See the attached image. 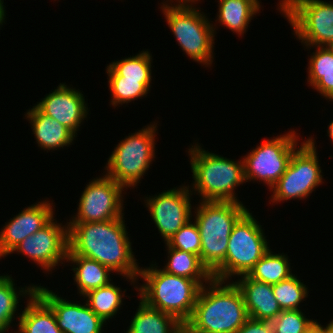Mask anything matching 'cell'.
<instances>
[{
  "label": "cell",
  "instance_id": "30",
  "mask_svg": "<svg viewBox=\"0 0 333 333\" xmlns=\"http://www.w3.org/2000/svg\"><path fill=\"white\" fill-rule=\"evenodd\" d=\"M295 274L272 285L273 293L281 310H299L300 303L308 298L306 285Z\"/></svg>",
  "mask_w": 333,
  "mask_h": 333
},
{
  "label": "cell",
  "instance_id": "7",
  "mask_svg": "<svg viewBox=\"0 0 333 333\" xmlns=\"http://www.w3.org/2000/svg\"><path fill=\"white\" fill-rule=\"evenodd\" d=\"M157 123L147 125L118 143L106 163V174L116 183L136 187L155 158Z\"/></svg>",
  "mask_w": 333,
  "mask_h": 333
},
{
  "label": "cell",
  "instance_id": "3",
  "mask_svg": "<svg viewBox=\"0 0 333 333\" xmlns=\"http://www.w3.org/2000/svg\"><path fill=\"white\" fill-rule=\"evenodd\" d=\"M188 154L194 180L191 192L195 191L200 201L242 203L235 189L246 183L243 159L230 160L202 149L197 143L188 149Z\"/></svg>",
  "mask_w": 333,
  "mask_h": 333
},
{
  "label": "cell",
  "instance_id": "19",
  "mask_svg": "<svg viewBox=\"0 0 333 333\" xmlns=\"http://www.w3.org/2000/svg\"><path fill=\"white\" fill-rule=\"evenodd\" d=\"M25 117L30 121L38 147L44 151L68 147L76 137L67 127L43 114L35 105L26 112Z\"/></svg>",
  "mask_w": 333,
  "mask_h": 333
},
{
  "label": "cell",
  "instance_id": "9",
  "mask_svg": "<svg viewBox=\"0 0 333 333\" xmlns=\"http://www.w3.org/2000/svg\"><path fill=\"white\" fill-rule=\"evenodd\" d=\"M279 10L306 48L333 47V1L281 0Z\"/></svg>",
  "mask_w": 333,
  "mask_h": 333
},
{
  "label": "cell",
  "instance_id": "39",
  "mask_svg": "<svg viewBox=\"0 0 333 333\" xmlns=\"http://www.w3.org/2000/svg\"><path fill=\"white\" fill-rule=\"evenodd\" d=\"M328 136L331 138L332 142H333V120L332 122L328 125Z\"/></svg>",
  "mask_w": 333,
  "mask_h": 333
},
{
  "label": "cell",
  "instance_id": "25",
  "mask_svg": "<svg viewBox=\"0 0 333 333\" xmlns=\"http://www.w3.org/2000/svg\"><path fill=\"white\" fill-rule=\"evenodd\" d=\"M35 292L36 286L34 284L28 287L25 286V288L21 287V289L19 287V290H17L12 276H0V333L8 331L13 323L12 321L16 319L15 313H18L16 311L19 307V297L26 298L27 295L31 297Z\"/></svg>",
  "mask_w": 333,
  "mask_h": 333
},
{
  "label": "cell",
  "instance_id": "4",
  "mask_svg": "<svg viewBox=\"0 0 333 333\" xmlns=\"http://www.w3.org/2000/svg\"><path fill=\"white\" fill-rule=\"evenodd\" d=\"M156 264L141 268L139 278L145 281L136 286L138 295L148 306L175 316L185 324L192 316L201 290V285L193 279L166 273Z\"/></svg>",
  "mask_w": 333,
  "mask_h": 333
},
{
  "label": "cell",
  "instance_id": "8",
  "mask_svg": "<svg viewBox=\"0 0 333 333\" xmlns=\"http://www.w3.org/2000/svg\"><path fill=\"white\" fill-rule=\"evenodd\" d=\"M178 46L193 61L206 67L213 63L216 28L200 9L193 6H161ZM214 26V27H213Z\"/></svg>",
  "mask_w": 333,
  "mask_h": 333
},
{
  "label": "cell",
  "instance_id": "18",
  "mask_svg": "<svg viewBox=\"0 0 333 333\" xmlns=\"http://www.w3.org/2000/svg\"><path fill=\"white\" fill-rule=\"evenodd\" d=\"M239 277L234 283L243 295L248 316L255 320L276 318L282 310L276 301L272 285L248 275Z\"/></svg>",
  "mask_w": 333,
  "mask_h": 333
},
{
  "label": "cell",
  "instance_id": "29",
  "mask_svg": "<svg viewBox=\"0 0 333 333\" xmlns=\"http://www.w3.org/2000/svg\"><path fill=\"white\" fill-rule=\"evenodd\" d=\"M107 79L112 98L110 104L114 107L146 96L151 87V83H140V80L123 79L120 75H108Z\"/></svg>",
  "mask_w": 333,
  "mask_h": 333
},
{
  "label": "cell",
  "instance_id": "2",
  "mask_svg": "<svg viewBox=\"0 0 333 333\" xmlns=\"http://www.w3.org/2000/svg\"><path fill=\"white\" fill-rule=\"evenodd\" d=\"M207 285L201 287L184 329L189 333H235L249 318L240 289L234 281L212 279Z\"/></svg>",
  "mask_w": 333,
  "mask_h": 333
},
{
  "label": "cell",
  "instance_id": "32",
  "mask_svg": "<svg viewBox=\"0 0 333 333\" xmlns=\"http://www.w3.org/2000/svg\"><path fill=\"white\" fill-rule=\"evenodd\" d=\"M313 322L306 318L302 310H283L276 317V333H305Z\"/></svg>",
  "mask_w": 333,
  "mask_h": 333
},
{
  "label": "cell",
  "instance_id": "40",
  "mask_svg": "<svg viewBox=\"0 0 333 333\" xmlns=\"http://www.w3.org/2000/svg\"><path fill=\"white\" fill-rule=\"evenodd\" d=\"M330 333H333V320L331 321V331Z\"/></svg>",
  "mask_w": 333,
  "mask_h": 333
},
{
  "label": "cell",
  "instance_id": "31",
  "mask_svg": "<svg viewBox=\"0 0 333 333\" xmlns=\"http://www.w3.org/2000/svg\"><path fill=\"white\" fill-rule=\"evenodd\" d=\"M165 244L171 248L200 256L201 239L197 223L188 221Z\"/></svg>",
  "mask_w": 333,
  "mask_h": 333
},
{
  "label": "cell",
  "instance_id": "28",
  "mask_svg": "<svg viewBox=\"0 0 333 333\" xmlns=\"http://www.w3.org/2000/svg\"><path fill=\"white\" fill-rule=\"evenodd\" d=\"M152 55L141 51L135 56L113 61L106 68L108 75H120L123 79L140 80V83H151Z\"/></svg>",
  "mask_w": 333,
  "mask_h": 333
},
{
  "label": "cell",
  "instance_id": "1",
  "mask_svg": "<svg viewBox=\"0 0 333 333\" xmlns=\"http://www.w3.org/2000/svg\"><path fill=\"white\" fill-rule=\"evenodd\" d=\"M122 218L91 223H66L69 249L67 254L81 255L98 261L113 273L137 283L140 267L132 251L125 220Z\"/></svg>",
  "mask_w": 333,
  "mask_h": 333
},
{
  "label": "cell",
  "instance_id": "22",
  "mask_svg": "<svg viewBox=\"0 0 333 333\" xmlns=\"http://www.w3.org/2000/svg\"><path fill=\"white\" fill-rule=\"evenodd\" d=\"M68 261L73 264L71 270L74 271V281L82 297L89 291L111 282L109 274L113 272L98 261L81 255L67 254L66 262Z\"/></svg>",
  "mask_w": 333,
  "mask_h": 333
},
{
  "label": "cell",
  "instance_id": "14",
  "mask_svg": "<svg viewBox=\"0 0 333 333\" xmlns=\"http://www.w3.org/2000/svg\"><path fill=\"white\" fill-rule=\"evenodd\" d=\"M191 186H181L161 192L144 200L164 242L192 218ZM190 191V192H189Z\"/></svg>",
  "mask_w": 333,
  "mask_h": 333
},
{
  "label": "cell",
  "instance_id": "38",
  "mask_svg": "<svg viewBox=\"0 0 333 333\" xmlns=\"http://www.w3.org/2000/svg\"><path fill=\"white\" fill-rule=\"evenodd\" d=\"M3 0H0V26L3 25V22L5 23V17H6V10L5 6L3 5Z\"/></svg>",
  "mask_w": 333,
  "mask_h": 333
},
{
  "label": "cell",
  "instance_id": "11",
  "mask_svg": "<svg viewBox=\"0 0 333 333\" xmlns=\"http://www.w3.org/2000/svg\"><path fill=\"white\" fill-rule=\"evenodd\" d=\"M291 130L284 135L276 136L256 146L244 156V176L248 181H263L269 189L285 173L292 154L299 148L298 135Z\"/></svg>",
  "mask_w": 333,
  "mask_h": 333
},
{
  "label": "cell",
  "instance_id": "37",
  "mask_svg": "<svg viewBox=\"0 0 333 333\" xmlns=\"http://www.w3.org/2000/svg\"><path fill=\"white\" fill-rule=\"evenodd\" d=\"M168 1L169 0H167V3H168ZM172 1V2H171ZM178 1V2H177ZM197 1H199V0H176L175 2V4H172L174 1L173 0H170V3H166V1L165 2H163V3H161L162 5L161 6H190V4H191V6L195 3V4H197L198 2ZM193 3V4H192Z\"/></svg>",
  "mask_w": 333,
  "mask_h": 333
},
{
  "label": "cell",
  "instance_id": "27",
  "mask_svg": "<svg viewBox=\"0 0 333 333\" xmlns=\"http://www.w3.org/2000/svg\"><path fill=\"white\" fill-rule=\"evenodd\" d=\"M288 256L281 253L276 254L269 251L255 264L248 273L252 279L265 282L270 285L287 279L292 274Z\"/></svg>",
  "mask_w": 333,
  "mask_h": 333
},
{
  "label": "cell",
  "instance_id": "10",
  "mask_svg": "<svg viewBox=\"0 0 333 333\" xmlns=\"http://www.w3.org/2000/svg\"><path fill=\"white\" fill-rule=\"evenodd\" d=\"M315 140L309 137L292 154L285 173L270 189V201L305 199L323 182Z\"/></svg>",
  "mask_w": 333,
  "mask_h": 333
},
{
  "label": "cell",
  "instance_id": "34",
  "mask_svg": "<svg viewBox=\"0 0 333 333\" xmlns=\"http://www.w3.org/2000/svg\"><path fill=\"white\" fill-rule=\"evenodd\" d=\"M307 81L321 96L333 102V70L329 72H308Z\"/></svg>",
  "mask_w": 333,
  "mask_h": 333
},
{
  "label": "cell",
  "instance_id": "6",
  "mask_svg": "<svg viewBox=\"0 0 333 333\" xmlns=\"http://www.w3.org/2000/svg\"><path fill=\"white\" fill-rule=\"evenodd\" d=\"M258 222L249 210L237 221L229 236L225 260L212 273L213 279L226 282L234 275H248L269 251L265 233Z\"/></svg>",
  "mask_w": 333,
  "mask_h": 333
},
{
  "label": "cell",
  "instance_id": "5",
  "mask_svg": "<svg viewBox=\"0 0 333 333\" xmlns=\"http://www.w3.org/2000/svg\"><path fill=\"white\" fill-rule=\"evenodd\" d=\"M194 210L201 239L200 260L212 274L225 260L232 229L248 209L238 202L201 201Z\"/></svg>",
  "mask_w": 333,
  "mask_h": 333
},
{
  "label": "cell",
  "instance_id": "26",
  "mask_svg": "<svg viewBox=\"0 0 333 333\" xmlns=\"http://www.w3.org/2000/svg\"><path fill=\"white\" fill-rule=\"evenodd\" d=\"M124 292H126V289L122 291L120 287L110 282L105 286L89 291L83 298L87 299L85 301L90 309L106 323L119 311L123 304Z\"/></svg>",
  "mask_w": 333,
  "mask_h": 333
},
{
  "label": "cell",
  "instance_id": "33",
  "mask_svg": "<svg viewBox=\"0 0 333 333\" xmlns=\"http://www.w3.org/2000/svg\"><path fill=\"white\" fill-rule=\"evenodd\" d=\"M316 52L308 59V72H329L333 70V47L315 46Z\"/></svg>",
  "mask_w": 333,
  "mask_h": 333
},
{
  "label": "cell",
  "instance_id": "13",
  "mask_svg": "<svg viewBox=\"0 0 333 333\" xmlns=\"http://www.w3.org/2000/svg\"><path fill=\"white\" fill-rule=\"evenodd\" d=\"M54 217L40 230L28 236L9 253H21L47 271L65 262L69 249L68 226L57 223ZM52 269V270H51Z\"/></svg>",
  "mask_w": 333,
  "mask_h": 333
},
{
  "label": "cell",
  "instance_id": "35",
  "mask_svg": "<svg viewBox=\"0 0 333 333\" xmlns=\"http://www.w3.org/2000/svg\"><path fill=\"white\" fill-rule=\"evenodd\" d=\"M276 318L255 320L248 318L235 333H276Z\"/></svg>",
  "mask_w": 333,
  "mask_h": 333
},
{
  "label": "cell",
  "instance_id": "23",
  "mask_svg": "<svg viewBox=\"0 0 333 333\" xmlns=\"http://www.w3.org/2000/svg\"><path fill=\"white\" fill-rule=\"evenodd\" d=\"M218 2V23L240 36L246 32L249 22L260 12L261 7L258 0H219Z\"/></svg>",
  "mask_w": 333,
  "mask_h": 333
},
{
  "label": "cell",
  "instance_id": "17",
  "mask_svg": "<svg viewBox=\"0 0 333 333\" xmlns=\"http://www.w3.org/2000/svg\"><path fill=\"white\" fill-rule=\"evenodd\" d=\"M53 203L43 200L24 208L6 223L0 231V259L28 236L40 230L54 217Z\"/></svg>",
  "mask_w": 333,
  "mask_h": 333
},
{
  "label": "cell",
  "instance_id": "36",
  "mask_svg": "<svg viewBox=\"0 0 333 333\" xmlns=\"http://www.w3.org/2000/svg\"><path fill=\"white\" fill-rule=\"evenodd\" d=\"M331 331V321L326 325V327L322 326L317 320H313V322L307 327L305 333H330Z\"/></svg>",
  "mask_w": 333,
  "mask_h": 333
},
{
  "label": "cell",
  "instance_id": "41",
  "mask_svg": "<svg viewBox=\"0 0 333 333\" xmlns=\"http://www.w3.org/2000/svg\"><path fill=\"white\" fill-rule=\"evenodd\" d=\"M181 333H189V332H187L185 329H183Z\"/></svg>",
  "mask_w": 333,
  "mask_h": 333
},
{
  "label": "cell",
  "instance_id": "12",
  "mask_svg": "<svg viewBox=\"0 0 333 333\" xmlns=\"http://www.w3.org/2000/svg\"><path fill=\"white\" fill-rule=\"evenodd\" d=\"M125 188L104 175L89 182L79 198L76 215L67 223H91L124 217Z\"/></svg>",
  "mask_w": 333,
  "mask_h": 333
},
{
  "label": "cell",
  "instance_id": "20",
  "mask_svg": "<svg viewBox=\"0 0 333 333\" xmlns=\"http://www.w3.org/2000/svg\"><path fill=\"white\" fill-rule=\"evenodd\" d=\"M18 315V333H63L57 326L54 311L36 292Z\"/></svg>",
  "mask_w": 333,
  "mask_h": 333
},
{
  "label": "cell",
  "instance_id": "16",
  "mask_svg": "<svg viewBox=\"0 0 333 333\" xmlns=\"http://www.w3.org/2000/svg\"><path fill=\"white\" fill-rule=\"evenodd\" d=\"M60 83L57 89L47 94L35 105L43 114L54 118L67 127L75 136L81 122L87 118L88 106L80 90Z\"/></svg>",
  "mask_w": 333,
  "mask_h": 333
},
{
  "label": "cell",
  "instance_id": "21",
  "mask_svg": "<svg viewBox=\"0 0 333 333\" xmlns=\"http://www.w3.org/2000/svg\"><path fill=\"white\" fill-rule=\"evenodd\" d=\"M126 333H181L184 324L175 316L148 306L140 299Z\"/></svg>",
  "mask_w": 333,
  "mask_h": 333
},
{
  "label": "cell",
  "instance_id": "15",
  "mask_svg": "<svg viewBox=\"0 0 333 333\" xmlns=\"http://www.w3.org/2000/svg\"><path fill=\"white\" fill-rule=\"evenodd\" d=\"M36 293L52 308L57 326L63 333H102L105 322L89 307L69 302L41 285H36Z\"/></svg>",
  "mask_w": 333,
  "mask_h": 333
},
{
  "label": "cell",
  "instance_id": "24",
  "mask_svg": "<svg viewBox=\"0 0 333 333\" xmlns=\"http://www.w3.org/2000/svg\"><path fill=\"white\" fill-rule=\"evenodd\" d=\"M166 246L168 262L162 269L166 273L196 280L201 286L213 279L212 274L201 262L200 256L171 248L167 244Z\"/></svg>",
  "mask_w": 333,
  "mask_h": 333
}]
</instances>
